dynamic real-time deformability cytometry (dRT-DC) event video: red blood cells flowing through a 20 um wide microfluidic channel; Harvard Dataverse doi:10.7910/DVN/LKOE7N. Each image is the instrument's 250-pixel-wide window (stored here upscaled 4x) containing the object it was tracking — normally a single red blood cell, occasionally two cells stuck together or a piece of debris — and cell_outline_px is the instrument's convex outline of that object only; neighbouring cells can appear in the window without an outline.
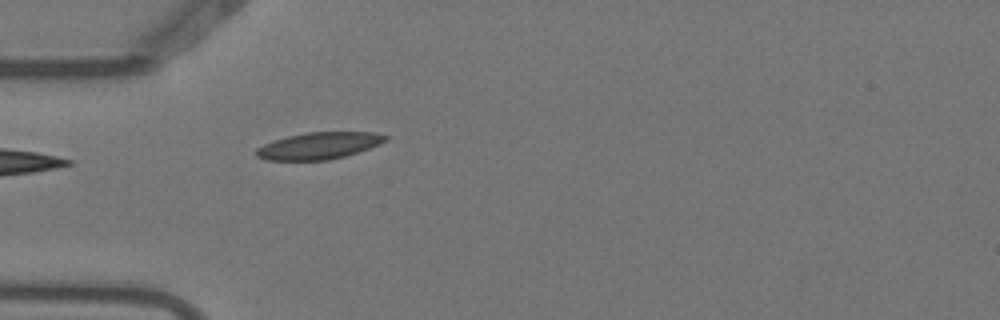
{"species": "Egyptian fruit bat (a non-hibernating species)", "species_latin": "Rousettus aegyptiacus", "temperature_condition": "warm", "stored_images_in_passage": 1, "camera_frame_rate_fps": 3000, "um_per_image_px": 0.085, "animal": {"sex": "female"}, "frame": {"image": 1, "passage_image": 1, "time_ms": 0.0, "image_size_px": [1000, 320], "cell_outline_px": [[388, 140], [380, 144], [344, 156], [328, 160], [264, 160], [256, 156], [256, 148], [264, 144], [288, 136], [308, 132], [372, 132], [388, 136]], "centroid_in_image_um": [27.1, 12.39], "position_along_channel_um": 57.9, "area_um2": 20.0}}